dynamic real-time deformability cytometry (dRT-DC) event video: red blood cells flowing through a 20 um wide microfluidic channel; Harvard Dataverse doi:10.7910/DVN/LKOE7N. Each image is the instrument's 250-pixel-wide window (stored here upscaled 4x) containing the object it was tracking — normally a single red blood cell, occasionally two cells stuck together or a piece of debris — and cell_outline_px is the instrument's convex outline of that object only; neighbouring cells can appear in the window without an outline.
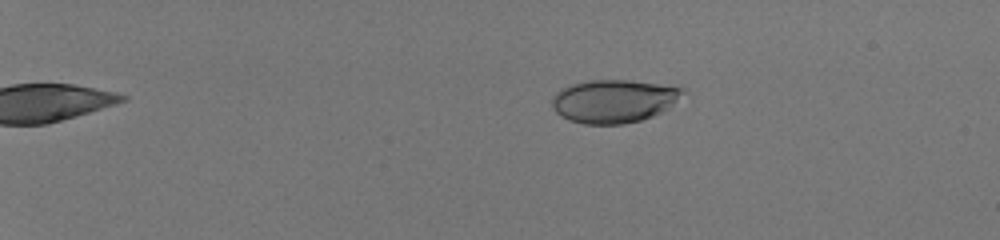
{"species": "human", "species_latin": "Homo sapiens", "temperature_condition": "room temperature", "stored_images_in_passage": 55, "camera_frame_rate_fps": 3000, "um_per_image_px": 0.085, "donor": {"sex": "male"}, "frame": {"image": 1, "passage_image": 13, "time_ms": 4.0, "image_size_px": [1000, 240], "cell_outline_px": [[688, 92], [672, 104], [660, 112], [652, 116], [640, 120], [624, 124], [584, 124], [568, 120], [560, 116], [556, 112], [552, 104], [552, 96], [556, 92], [572, 84], [588, 80], [628, 80], [684, 88]], "centroid_in_image_um": [52.16, 8.59], "position_along_channel_um": 32.8, "area_um2": 32.71}}
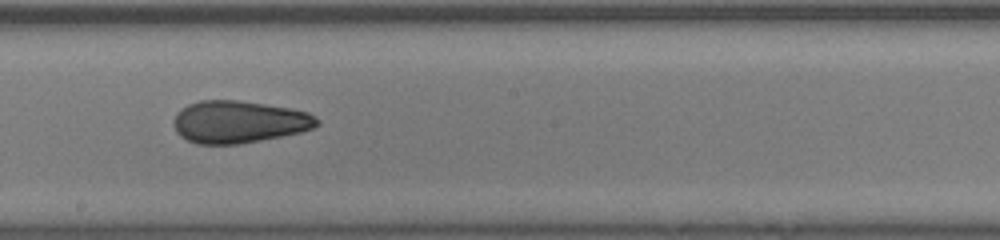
{"frame": {"image": 2, "passage_image": 37, "time_ms": 12.0, "image_size_px": [1000, 240], "cell_outline_px": [[320, 124], [312, 128], [300, 132], [240, 144], [196, 144], [180, 136], [176, 132], [172, 124], [172, 120], [176, 112], [180, 108], [188, 104], [200, 100], [236, 100], [292, 108], [308, 112], [316, 116], [320, 120]], "centroid_in_image_um": [20.27, 10.35], "position_along_channel_um": 227.9, "area_um2": 35.6}}
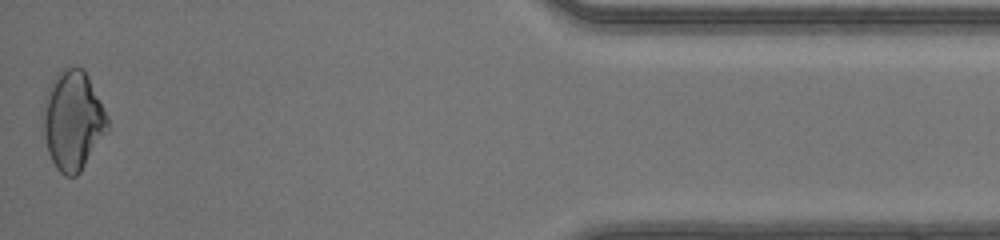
{"frame": {"image": 3, "passage_image": 55, "time_ms": 18.0, "image_size_px": [1000, 240], "cell_outline_px": [[108, 128], [80, 172], [76, 176], [64, 176], [56, 168], [48, 152], [44, 136], [40, 116], [40, 112], [44, 96], [56, 72], [60, 68], [68, 64], [76, 64], [84, 68], [108, 116]], "centroid_in_image_um": [6.14, 10.15], "position_along_channel_um": 429.1, "area_um2": 38.03}, "authors_computed_cell_mechanics": {"area_um2": 34.7378, "velocity_mm_per_s": 4.2116, "shape_relaxation_time_tau1_ms": 11.3931, "shape_relaxation_time_tau2_ms": 1.2391, "deformation_change_tau1": 0.2502, "deformation_change_tau2": 0.0766}}